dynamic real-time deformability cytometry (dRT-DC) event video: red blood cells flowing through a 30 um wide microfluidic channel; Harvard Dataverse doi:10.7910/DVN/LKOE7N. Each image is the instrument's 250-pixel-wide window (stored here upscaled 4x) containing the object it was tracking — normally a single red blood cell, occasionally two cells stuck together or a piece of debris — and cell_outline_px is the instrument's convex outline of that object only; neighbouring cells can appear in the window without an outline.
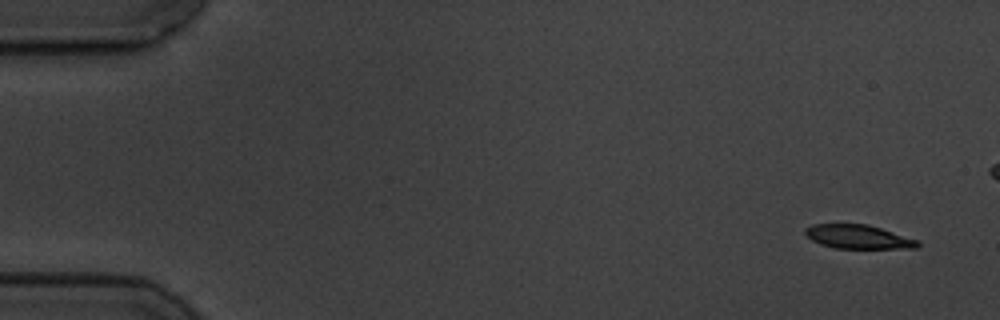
{"species": "common noctule bat (a hibernating species)", "species_latin": "Nyctalus noctula", "temperature_condition": "cold", "stored_images_in_passage": 5, "camera_frame_rate_fps": 3000, "um_per_image_px": 0.085, "animal": {"sex": "male", "body_mass_g": 19.5, "forearm_length_mm": 54.6}, "frame": {"image": 1, "passage_image": 1, "time_ms": 0.0, "image_size_px": [1000, 320], "cell_outline_px": [[920, 248], [836, 248], [820, 244], [812, 240], [804, 232], [804, 228], [812, 224], [868, 224], [920, 240]], "centroid_in_image_um": [72.98, 20.12], "position_along_channel_um": 12.0, "area_um2": 15.72}}